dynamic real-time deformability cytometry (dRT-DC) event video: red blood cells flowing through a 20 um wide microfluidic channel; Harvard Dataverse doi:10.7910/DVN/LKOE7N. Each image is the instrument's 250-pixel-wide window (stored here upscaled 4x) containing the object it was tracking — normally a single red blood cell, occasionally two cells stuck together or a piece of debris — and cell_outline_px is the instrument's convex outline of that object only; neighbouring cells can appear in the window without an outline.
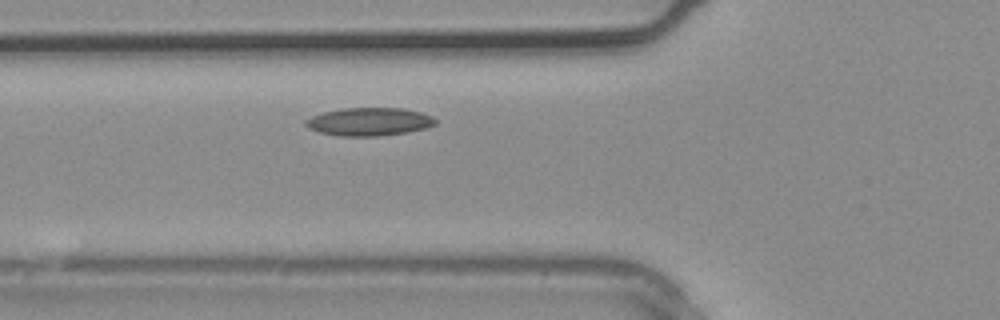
{"species": "common noctule bat (a hibernating species)", "species_latin": "Nyctalus noctula", "temperature_condition": "warm", "stored_images_in_passage": 5, "segment_of_instrument_passage": [1, 2], "camera_frame_rate_fps": 3000, "um_per_image_px": 0.085, "animal": {"sex": "male", "body_mass_g": 20.4}, "frame": {"image": 1, "passage_image": 4, "time_ms": 1.0, "image_size_px": [1000, 320], "cell_outline_px": [[436, 124], [424, 128], [408, 132], [380, 136], [340, 136], [320, 132], [308, 128], [304, 124], [304, 120], [312, 116], [324, 112], [340, 108], [400, 108], [420, 112], [432, 116], [436, 120]], "centroid_in_image_um": [31.36, 10.34], "position_along_channel_um": 94.4, "area_um2": 21.21}}